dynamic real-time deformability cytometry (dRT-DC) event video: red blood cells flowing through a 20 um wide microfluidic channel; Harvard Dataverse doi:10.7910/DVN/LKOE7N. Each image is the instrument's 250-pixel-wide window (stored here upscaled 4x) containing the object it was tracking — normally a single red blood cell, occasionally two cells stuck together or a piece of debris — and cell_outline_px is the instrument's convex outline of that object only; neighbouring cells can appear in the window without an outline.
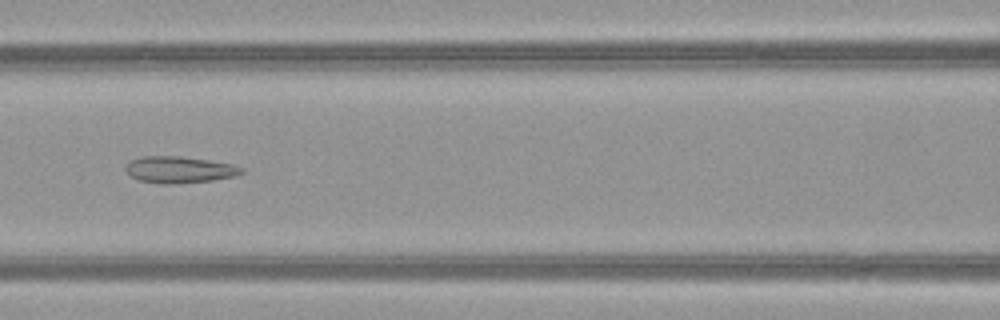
{"species": "common noctule bat (a hibernating species)", "species_latin": "Nyctalus noctula", "temperature_condition": "warm", "stored_images_in_passage": 51, "camera_frame_rate_fps": 3000, "um_per_image_px": 0.085, "animal": {"sex": "female", "body_mass_g": 21.9}, "frame": {"image": 1, "passage_image": 23, "time_ms": 7.333, "image_size_px": [1000, 320], "cell_outline_px": [[244, 172], [236, 176], [212, 180], [172, 184], [160, 184], [140, 180], [132, 176], [124, 168], [128, 160], [144, 156], [180, 156], [208, 160], [232, 164], [244, 168]], "centroid_in_image_um": [15.24, 14.42], "position_along_channel_um": 151.4, "area_um2": 17.98}}
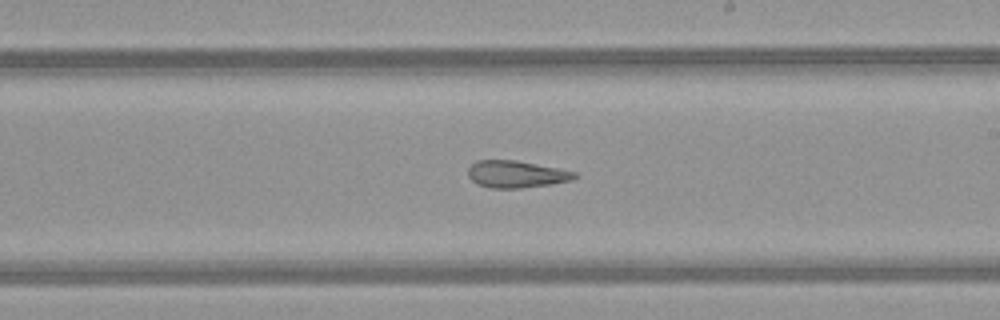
{"frame": {"image": 2, "passage_image": 30, "time_ms": 9.667, "image_size_px": [1000, 320], "cell_outline_px": [[580, 176], [572, 180], [552, 184], [520, 188], [492, 188], [476, 184], [468, 176], [468, 168], [476, 160], [516, 160], [576, 172]], "centroid_in_image_um": [43.88, 14.81], "position_along_channel_um": 245.1, "area_um2": 16.82}}
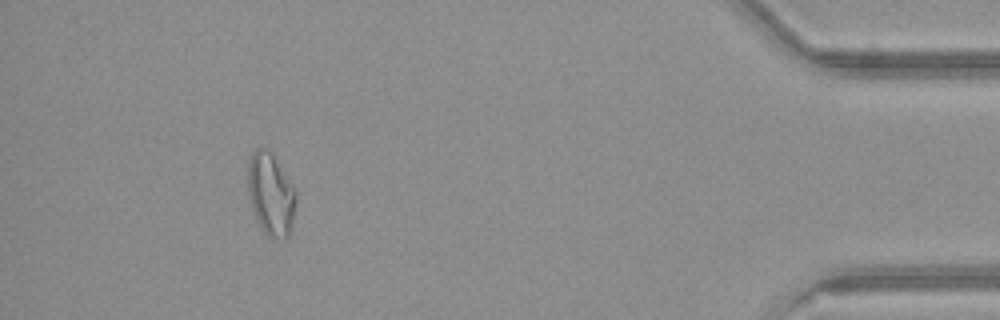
{"frame": {"image": 3, "passage_image": 47, "time_ms": 15.333, "image_size_px": [1000, 320], "cell_outline_px": [[296, 196], [292, 224], [288, 236], [284, 240], [276, 240], [268, 236], [260, 228], [256, 220], [248, 192], [248, 160], [252, 152], [256, 148], [268, 148], [272, 152], [296, 188]], "centroid_in_image_um": [23.02, 16.5], "position_along_channel_um": 412.2, "area_um2": 23.52}, "authors_computed_cell_mechanics": {"area_um2": 21.3282, "velocity_mm_per_s": 4.0247, "shape_relaxation_time_tau1_ms": null, "shape_relaxation_time_tau2_ms": 2.7198, "deformation_change_tau1": null, "deformation_change_tau2": 0.1175}}